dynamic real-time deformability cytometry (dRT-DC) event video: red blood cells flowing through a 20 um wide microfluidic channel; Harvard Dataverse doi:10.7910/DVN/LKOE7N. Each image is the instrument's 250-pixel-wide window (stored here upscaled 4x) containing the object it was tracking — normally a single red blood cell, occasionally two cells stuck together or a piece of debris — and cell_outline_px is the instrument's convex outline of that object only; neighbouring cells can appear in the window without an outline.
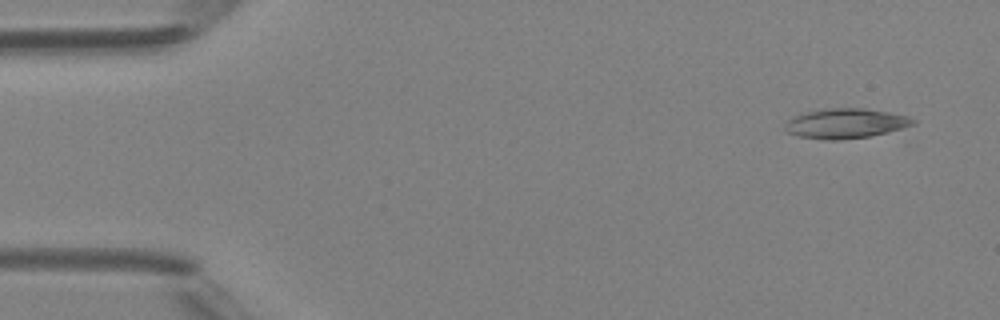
{"species": "Egyptian fruit bat (a non-hibernating species)", "species_latin": "Rousettus aegyptiacus", "temperature_condition": "room temperature", "stored_images_in_passage": 3, "camera_frame_rate_fps": 3000, "um_per_image_px": 0.085, "animal": {"sex": "female"}, "frame": {"image": 1, "passage_image": 1, "time_ms": 0.0, "image_size_px": [1000, 320], "cell_outline_px": [[916, 124], [904, 128], [888, 132], [868, 136], [836, 140], [824, 140], [800, 136], [788, 132], [784, 128], [784, 124], [788, 120], [804, 112], [828, 108], [864, 108], [888, 112], [908, 116], [916, 120]], "centroid_in_image_um": [71.9, 10.49], "position_along_channel_um": 13.1, "area_um2": 22.2}}
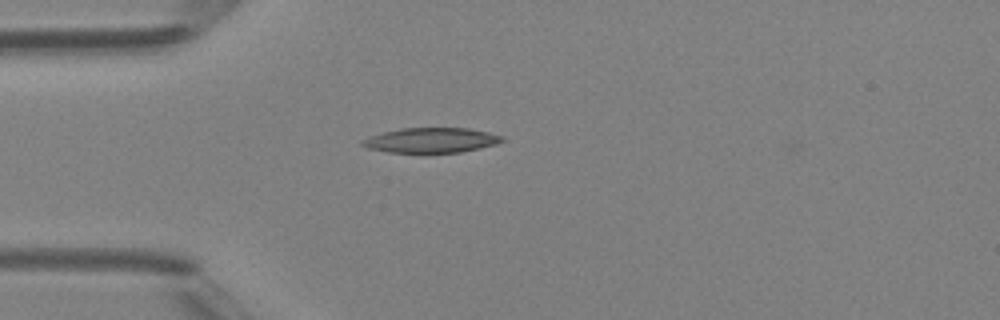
{"frame": {"image": 2, "passage_image": 3, "time_ms": 3.333, "image_size_px": [1000, 320], "cell_outline_px": [[504, 140], [496, 144], [480, 148], [460, 152], [388, 152], [368, 148], [360, 144], [360, 140], [368, 136], [400, 128], [468, 128], [488, 132], [504, 136]], "centroid_in_image_um": [36.63, 11.91], "position_along_channel_um": 48.4, "area_um2": 20.29}}